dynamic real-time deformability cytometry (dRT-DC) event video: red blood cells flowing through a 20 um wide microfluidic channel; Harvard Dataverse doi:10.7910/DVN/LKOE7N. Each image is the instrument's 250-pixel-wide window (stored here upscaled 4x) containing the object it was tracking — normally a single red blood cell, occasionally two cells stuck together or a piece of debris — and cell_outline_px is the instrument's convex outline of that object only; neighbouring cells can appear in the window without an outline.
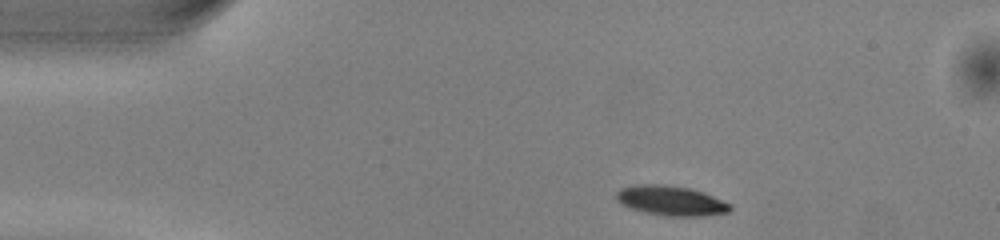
{"species": "common noctule bat (a hibernating species)", "species_latin": "Nyctalus noctula", "temperature_condition": "warm", "stored_images_in_passage": 43, "camera_frame_rate_fps": 3000, "um_per_image_px": 0.085, "animal": {"sex": "male", "body_mass_g": 13.0, "forearm_length_mm": 53.1}, "frame": {"image": 1, "passage_image": 1, "time_ms": 0.0, "image_size_px": [1000, 240], "cell_outline_px": [[732, 208], [728, 212], [704, 216], [664, 216], [632, 208], [620, 204], [616, 200], [616, 192], [620, 188], [636, 184], [664, 184], [688, 188], [704, 192], [732, 204]], "centroid_in_image_um": [57.04, 17.05], "position_along_channel_um": 28.0, "area_um2": 19.83}}
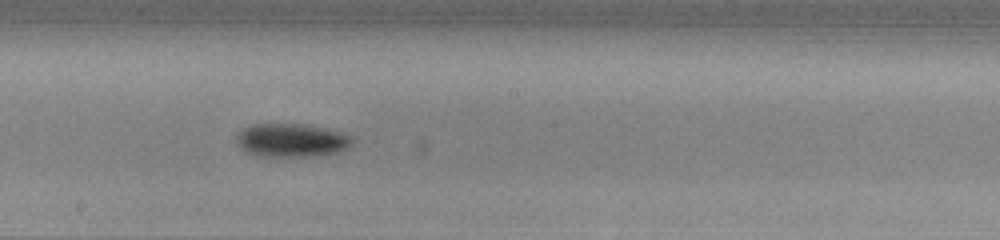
{"frame": {"image": 2, "passage_image": 20, "time_ms": 6.333, "image_size_px": [1000, 240], "cell_outline_px": [[356, 140], [348, 148], [336, 152], [308, 156], [260, 156], [244, 152], [236, 144], [236, 136], [244, 128], [252, 124], [308, 124], [328, 128], [352, 136]], "centroid_in_image_um": [24.78, 11.91], "position_along_channel_um": 223.4, "area_um2": 22.77}}
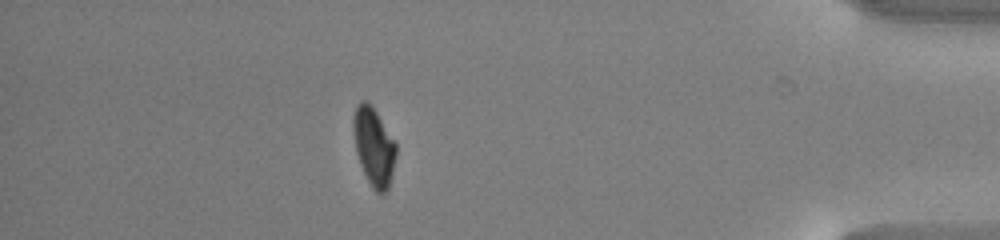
{"frame": {"image": 3, "passage_image": 37, "time_ms": 12.0, "image_size_px": [1000, 240], "cell_outline_px": [[396, 156], [392, 176], [388, 188], [384, 192], [376, 192], [372, 188], [360, 164], [356, 152], [352, 128], [352, 120], [356, 104], [360, 100], [368, 100], [372, 104], [396, 144]], "centroid_in_image_um": [31.75, 12.41], "position_along_channel_um": 403.4, "area_um2": 19.59}, "authors_computed_cell_mechanics": {"area_um2": 20.1722, "velocity_mm_per_s": 4.0294, "shape_relaxation_time_tau1_ms": 1.7169, "shape_relaxation_time_tau2_ms": null, "deformation_change_tau1": 0.1199, "deformation_change_tau2": null}}